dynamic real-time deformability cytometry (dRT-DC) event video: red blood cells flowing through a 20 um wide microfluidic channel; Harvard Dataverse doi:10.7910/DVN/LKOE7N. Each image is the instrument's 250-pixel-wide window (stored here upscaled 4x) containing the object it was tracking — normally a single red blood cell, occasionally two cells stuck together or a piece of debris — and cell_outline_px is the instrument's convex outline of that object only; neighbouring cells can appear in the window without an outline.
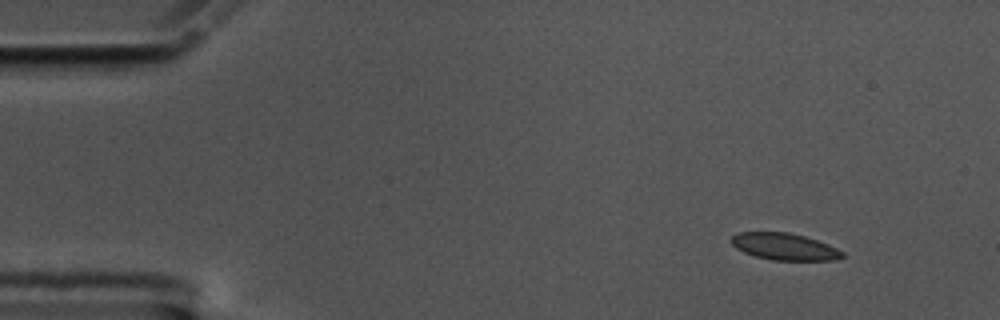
{"species": "common noctule bat (a hibernating species)", "species_latin": "Nyctalus noctula", "temperature_condition": "cold", "stored_images_in_passage": 52, "camera_frame_rate_fps": 3000, "um_per_image_px": 0.085, "animal": {"sex": "male", "body_mass_g": 17.5, "forearm_length_mm": 52.3}, "frame": {"image": 1, "passage_image": 1, "time_ms": 0.0, "image_size_px": [1000, 320], "cell_outline_px": [[844, 256], [832, 260], [772, 260], [756, 256], [744, 252], [736, 248], [728, 240], [732, 236], [740, 232], [788, 232], [804, 236], [828, 244], [844, 252]], "centroid_in_image_um": [66.65, 20.95], "position_along_channel_um": 18.4, "area_um2": 17.28}}
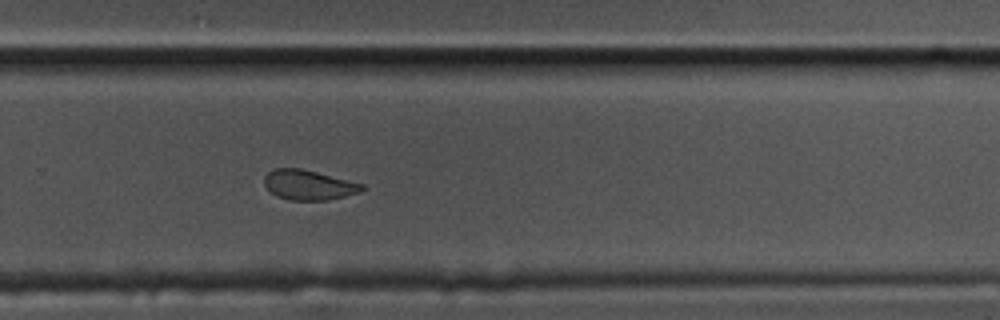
{"frame": {"image": 2, "passage_image": 33, "time_ms": 10.667, "image_size_px": [1000, 320], "cell_outline_px": [[364, 188], [360, 192], [328, 200], [288, 200], [276, 196], [264, 184], [264, 176], [268, 172], [276, 168], [300, 168], [364, 184]], "centroid_in_image_um": [26.22, 15.72], "position_along_channel_um": 303.6, "area_um2": 16.88}}
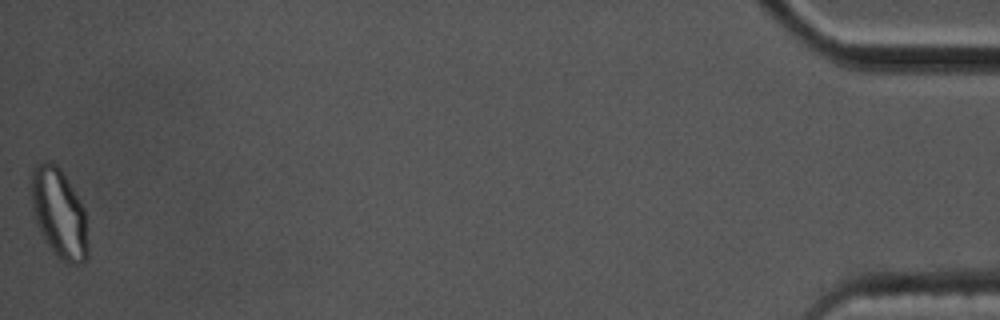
{"frame": {"image": 3, "passage_image": 52, "time_ms": 17.0, "image_size_px": [1000, 320], "cell_outline_px": [[88, 256], [84, 264], [72, 264], [60, 260], [56, 256], [48, 244], [36, 224], [32, 208], [32, 168], [36, 164], [44, 160], [52, 160], [60, 168], [80, 200], [84, 208], [88, 248]], "centroid_in_image_um": [5.03, 18.13], "position_along_channel_um": 430.2, "area_um2": 29.59}, "authors_computed_cell_mechanics": {"area_um2": 18.207, "velocity_mm_per_s": 3.5276, "shape_relaxation_time_tau1_ms": 3.9682, "shape_relaxation_time_tau2_ms": 1.3617, "deformation_change_tau1": 0.1242, "deformation_change_tau2": 0.0591}}